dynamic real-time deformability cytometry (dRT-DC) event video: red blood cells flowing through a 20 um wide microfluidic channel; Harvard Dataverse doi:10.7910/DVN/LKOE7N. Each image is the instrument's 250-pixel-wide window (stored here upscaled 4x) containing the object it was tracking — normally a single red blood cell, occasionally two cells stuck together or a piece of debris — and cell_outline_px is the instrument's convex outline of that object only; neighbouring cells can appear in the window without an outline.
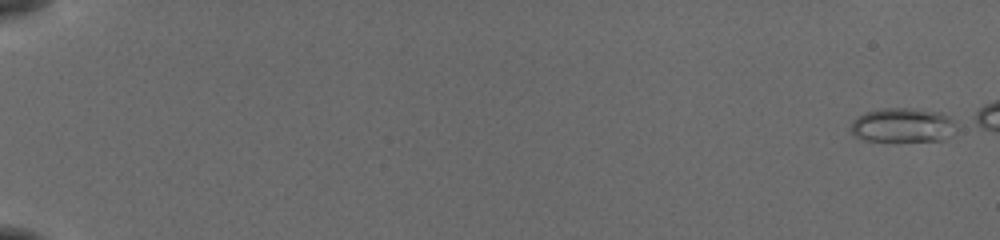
{"species": "common noctule bat (a hibernating species)", "species_latin": "Nyctalus noctula", "temperature_condition": "cold", "stored_images_in_passage": 20, "camera_frame_rate_fps": 3000, "um_per_image_px": 0.085, "animal": {"sex": "female", "body_mass_g": 19.5, "forearm_length_mm": 54.1}, "frame": {"image": 1, "passage_image": 1, "time_ms": 0.0, "image_size_px": [1000, 240], "cell_outline_px": [[956, 132], [952, 136], [944, 140], [864, 140], [852, 136], [852, 120], [864, 112], [884, 108], [908, 108], [940, 112], [948, 116], [952, 120], [956, 128]], "centroid_in_image_um": [76.74, 10.64], "position_along_channel_um": 8.3, "area_um2": 21.04}}